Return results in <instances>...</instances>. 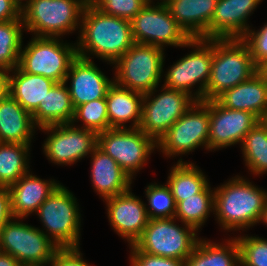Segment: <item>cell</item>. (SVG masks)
Returning a JSON list of instances; mask_svg holds the SVG:
<instances>
[{"label": "cell", "instance_id": "cell-1", "mask_svg": "<svg viewBox=\"0 0 267 266\" xmlns=\"http://www.w3.org/2000/svg\"><path fill=\"white\" fill-rule=\"evenodd\" d=\"M80 27L77 56L89 59L94 54L114 64L135 43L128 19L101 12L90 1L86 4Z\"/></svg>", "mask_w": 267, "mask_h": 266}, {"label": "cell", "instance_id": "cell-2", "mask_svg": "<svg viewBox=\"0 0 267 266\" xmlns=\"http://www.w3.org/2000/svg\"><path fill=\"white\" fill-rule=\"evenodd\" d=\"M267 192L237 175L214 188V214L224 230L247 229L259 223Z\"/></svg>", "mask_w": 267, "mask_h": 266}, {"label": "cell", "instance_id": "cell-3", "mask_svg": "<svg viewBox=\"0 0 267 266\" xmlns=\"http://www.w3.org/2000/svg\"><path fill=\"white\" fill-rule=\"evenodd\" d=\"M260 69L241 38L213 39V61L203 101L215 100L225 90L249 80Z\"/></svg>", "mask_w": 267, "mask_h": 266}, {"label": "cell", "instance_id": "cell-4", "mask_svg": "<svg viewBox=\"0 0 267 266\" xmlns=\"http://www.w3.org/2000/svg\"><path fill=\"white\" fill-rule=\"evenodd\" d=\"M88 0H30L22 9L24 28L36 37H59L79 28ZM80 21V22H79ZM79 24V25H78Z\"/></svg>", "mask_w": 267, "mask_h": 266}, {"label": "cell", "instance_id": "cell-5", "mask_svg": "<svg viewBox=\"0 0 267 266\" xmlns=\"http://www.w3.org/2000/svg\"><path fill=\"white\" fill-rule=\"evenodd\" d=\"M164 60L163 48L134 43L114 63V83L141 94L149 93L159 85Z\"/></svg>", "mask_w": 267, "mask_h": 266}, {"label": "cell", "instance_id": "cell-6", "mask_svg": "<svg viewBox=\"0 0 267 266\" xmlns=\"http://www.w3.org/2000/svg\"><path fill=\"white\" fill-rule=\"evenodd\" d=\"M36 213L46 228L42 232L59 248L79 247L81 214L75 196L66 187L60 184Z\"/></svg>", "mask_w": 267, "mask_h": 266}, {"label": "cell", "instance_id": "cell-7", "mask_svg": "<svg viewBox=\"0 0 267 266\" xmlns=\"http://www.w3.org/2000/svg\"><path fill=\"white\" fill-rule=\"evenodd\" d=\"M58 37H36L21 49L18 67L25 73L42 75L56 83L64 82L76 44L63 43Z\"/></svg>", "mask_w": 267, "mask_h": 266}, {"label": "cell", "instance_id": "cell-8", "mask_svg": "<svg viewBox=\"0 0 267 266\" xmlns=\"http://www.w3.org/2000/svg\"><path fill=\"white\" fill-rule=\"evenodd\" d=\"M175 220V217L149 219L134 245L149 255L185 261L192 254L199 237L194 227L185 223L184 227H179Z\"/></svg>", "mask_w": 267, "mask_h": 266}, {"label": "cell", "instance_id": "cell-9", "mask_svg": "<svg viewBox=\"0 0 267 266\" xmlns=\"http://www.w3.org/2000/svg\"><path fill=\"white\" fill-rule=\"evenodd\" d=\"M13 218L0 228V251L22 266H45L59 247L42 230Z\"/></svg>", "mask_w": 267, "mask_h": 266}, {"label": "cell", "instance_id": "cell-10", "mask_svg": "<svg viewBox=\"0 0 267 266\" xmlns=\"http://www.w3.org/2000/svg\"><path fill=\"white\" fill-rule=\"evenodd\" d=\"M210 100L195 101L157 142L163 154L169 157L188 154L199 146L208 150Z\"/></svg>", "mask_w": 267, "mask_h": 266}, {"label": "cell", "instance_id": "cell-11", "mask_svg": "<svg viewBox=\"0 0 267 266\" xmlns=\"http://www.w3.org/2000/svg\"><path fill=\"white\" fill-rule=\"evenodd\" d=\"M147 3L131 20L135 43L163 48L191 47V37L172 17L167 5Z\"/></svg>", "mask_w": 267, "mask_h": 266}, {"label": "cell", "instance_id": "cell-12", "mask_svg": "<svg viewBox=\"0 0 267 266\" xmlns=\"http://www.w3.org/2000/svg\"><path fill=\"white\" fill-rule=\"evenodd\" d=\"M97 147L110 155L133 179L142 169L157 142L139 128H111L97 135Z\"/></svg>", "mask_w": 267, "mask_h": 266}, {"label": "cell", "instance_id": "cell-13", "mask_svg": "<svg viewBox=\"0 0 267 266\" xmlns=\"http://www.w3.org/2000/svg\"><path fill=\"white\" fill-rule=\"evenodd\" d=\"M191 46L196 47L194 51L168 69L163 86L184 91L196 101H203L213 61V39L192 38ZM198 82L200 86L193 95L190 89Z\"/></svg>", "mask_w": 267, "mask_h": 266}, {"label": "cell", "instance_id": "cell-14", "mask_svg": "<svg viewBox=\"0 0 267 266\" xmlns=\"http://www.w3.org/2000/svg\"><path fill=\"white\" fill-rule=\"evenodd\" d=\"M156 97V88L144 94L139 129L156 142L192 105L195 99L188 93L165 86ZM151 98V99H150Z\"/></svg>", "mask_w": 267, "mask_h": 266}, {"label": "cell", "instance_id": "cell-15", "mask_svg": "<svg viewBox=\"0 0 267 266\" xmlns=\"http://www.w3.org/2000/svg\"><path fill=\"white\" fill-rule=\"evenodd\" d=\"M74 125L66 123L40 128L50 134L44 141L43 150L51 162L57 165H71L88 154L91 155L97 147L96 132Z\"/></svg>", "mask_w": 267, "mask_h": 266}, {"label": "cell", "instance_id": "cell-16", "mask_svg": "<svg viewBox=\"0 0 267 266\" xmlns=\"http://www.w3.org/2000/svg\"><path fill=\"white\" fill-rule=\"evenodd\" d=\"M260 121L251 112L228 109L210 100L208 150L226 148L243 142L245 135Z\"/></svg>", "mask_w": 267, "mask_h": 266}, {"label": "cell", "instance_id": "cell-17", "mask_svg": "<svg viewBox=\"0 0 267 266\" xmlns=\"http://www.w3.org/2000/svg\"><path fill=\"white\" fill-rule=\"evenodd\" d=\"M109 222L118 235L133 245L142 235L149 221L146 204L130 189L117 196L104 199Z\"/></svg>", "mask_w": 267, "mask_h": 266}, {"label": "cell", "instance_id": "cell-18", "mask_svg": "<svg viewBox=\"0 0 267 266\" xmlns=\"http://www.w3.org/2000/svg\"><path fill=\"white\" fill-rule=\"evenodd\" d=\"M71 78V79H70ZM71 80L70 98L74 108L90 101L106 98L114 80H109L90 59L77 56L71 63L64 82Z\"/></svg>", "mask_w": 267, "mask_h": 266}, {"label": "cell", "instance_id": "cell-19", "mask_svg": "<svg viewBox=\"0 0 267 266\" xmlns=\"http://www.w3.org/2000/svg\"><path fill=\"white\" fill-rule=\"evenodd\" d=\"M261 0H218L210 22V39L242 38L248 17Z\"/></svg>", "mask_w": 267, "mask_h": 266}, {"label": "cell", "instance_id": "cell-20", "mask_svg": "<svg viewBox=\"0 0 267 266\" xmlns=\"http://www.w3.org/2000/svg\"><path fill=\"white\" fill-rule=\"evenodd\" d=\"M59 185L54 179L42 180L30 171L24 174L8 187L13 218L25 219L33 212L36 214L40 205Z\"/></svg>", "mask_w": 267, "mask_h": 266}, {"label": "cell", "instance_id": "cell-21", "mask_svg": "<svg viewBox=\"0 0 267 266\" xmlns=\"http://www.w3.org/2000/svg\"><path fill=\"white\" fill-rule=\"evenodd\" d=\"M216 100L223 107L251 112L261 120L267 110V78L259 70L249 80L225 90Z\"/></svg>", "mask_w": 267, "mask_h": 266}, {"label": "cell", "instance_id": "cell-22", "mask_svg": "<svg viewBox=\"0 0 267 266\" xmlns=\"http://www.w3.org/2000/svg\"><path fill=\"white\" fill-rule=\"evenodd\" d=\"M91 155V181L97 194L106 199L131 189L132 178L110 155L98 147Z\"/></svg>", "mask_w": 267, "mask_h": 266}, {"label": "cell", "instance_id": "cell-23", "mask_svg": "<svg viewBox=\"0 0 267 266\" xmlns=\"http://www.w3.org/2000/svg\"><path fill=\"white\" fill-rule=\"evenodd\" d=\"M218 0H173L172 17L191 38L210 39V22Z\"/></svg>", "mask_w": 267, "mask_h": 266}, {"label": "cell", "instance_id": "cell-24", "mask_svg": "<svg viewBox=\"0 0 267 266\" xmlns=\"http://www.w3.org/2000/svg\"><path fill=\"white\" fill-rule=\"evenodd\" d=\"M35 127L32 114L7 92L0 99V142L31 145Z\"/></svg>", "mask_w": 267, "mask_h": 266}, {"label": "cell", "instance_id": "cell-25", "mask_svg": "<svg viewBox=\"0 0 267 266\" xmlns=\"http://www.w3.org/2000/svg\"><path fill=\"white\" fill-rule=\"evenodd\" d=\"M144 94L120 87L113 83L106 95L109 129L127 128L126 122H133L130 128H139L142 118Z\"/></svg>", "mask_w": 267, "mask_h": 266}, {"label": "cell", "instance_id": "cell-26", "mask_svg": "<svg viewBox=\"0 0 267 266\" xmlns=\"http://www.w3.org/2000/svg\"><path fill=\"white\" fill-rule=\"evenodd\" d=\"M7 92L31 114L44 102L47 93L56 84L42 75L23 72L18 66L9 71Z\"/></svg>", "mask_w": 267, "mask_h": 266}, {"label": "cell", "instance_id": "cell-27", "mask_svg": "<svg viewBox=\"0 0 267 266\" xmlns=\"http://www.w3.org/2000/svg\"><path fill=\"white\" fill-rule=\"evenodd\" d=\"M75 108L65 82L56 83L47 93L44 102L32 113V119L38 129L66 123H72Z\"/></svg>", "mask_w": 267, "mask_h": 266}, {"label": "cell", "instance_id": "cell-28", "mask_svg": "<svg viewBox=\"0 0 267 266\" xmlns=\"http://www.w3.org/2000/svg\"><path fill=\"white\" fill-rule=\"evenodd\" d=\"M226 244L199 239L185 266H240L239 246L235 238Z\"/></svg>", "mask_w": 267, "mask_h": 266}, {"label": "cell", "instance_id": "cell-29", "mask_svg": "<svg viewBox=\"0 0 267 266\" xmlns=\"http://www.w3.org/2000/svg\"><path fill=\"white\" fill-rule=\"evenodd\" d=\"M167 185L173 194L176 204L185 198L200 193L209 183L203 172L193 163L178 160L171 168Z\"/></svg>", "mask_w": 267, "mask_h": 266}, {"label": "cell", "instance_id": "cell-30", "mask_svg": "<svg viewBox=\"0 0 267 266\" xmlns=\"http://www.w3.org/2000/svg\"><path fill=\"white\" fill-rule=\"evenodd\" d=\"M30 145L0 142V187H10L28 173Z\"/></svg>", "mask_w": 267, "mask_h": 266}, {"label": "cell", "instance_id": "cell-31", "mask_svg": "<svg viewBox=\"0 0 267 266\" xmlns=\"http://www.w3.org/2000/svg\"><path fill=\"white\" fill-rule=\"evenodd\" d=\"M210 211L214 212V191L208 184L200 193L176 204L175 218L194 227L198 232L208 219Z\"/></svg>", "mask_w": 267, "mask_h": 266}, {"label": "cell", "instance_id": "cell-32", "mask_svg": "<svg viewBox=\"0 0 267 266\" xmlns=\"http://www.w3.org/2000/svg\"><path fill=\"white\" fill-rule=\"evenodd\" d=\"M241 150L249 171L254 175L267 172V127L259 121L246 135Z\"/></svg>", "mask_w": 267, "mask_h": 266}, {"label": "cell", "instance_id": "cell-33", "mask_svg": "<svg viewBox=\"0 0 267 266\" xmlns=\"http://www.w3.org/2000/svg\"><path fill=\"white\" fill-rule=\"evenodd\" d=\"M23 28L22 19L0 22V68L11 71L19 65Z\"/></svg>", "mask_w": 267, "mask_h": 266}, {"label": "cell", "instance_id": "cell-34", "mask_svg": "<svg viewBox=\"0 0 267 266\" xmlns=\"http://www.w3.org/2000/svg\"><path fill=\"white\" fill-rule=\"evenodd\" d=\"M149 208V219L173 218L176 214V202L167 184H150L145 189Z\"/></svg>", "mask_w": 267, "mask_h": 266}, {"label": "cell", "instance_id": "cell-35", "mask_svg": "<svg viewBox=\"0 0 267 266\" xmlns=\"http://www.w3.org/2000/svg\"><path fill=\"white\" fill-rule=\"evenodd\" d=\"M83 122L84 129H89L97 134L109 129L107 102L105 98L83 103L75 108L72 124L76 120Z\"/></svg>", "mask_w": 267, "mask_h": 266}, {"label": "cell", "instance_id": "cell-36", "mask_svg": "<svg viewBox=\"0 0 267 266\" xmlns=\"http://www.w3.org/2000/svg\"><path fill=\"white\" fill-rule=\"evenodd\" d=\"M240 266H267V240L255 236L236 237Z\"/></svg>", "mask_w": 267, "mask_h": 266}, {"label": "cell", "instance_id": "cell-37", "mask_svg": "<svg viewBox=\"0 0 267 266\" xmlns=\"http://www.w3.org/2000/svg\"><path fill=\"white\" fill-rule=\"evenodd\" d=\"M101 12L131 20L148 3L146 0H90Z\"/></svg>", "mask_w": 267, "mask_h": 266}, {"label": "cell", "instance_id": "cell-38", "mask_svg": "<svg viewBox=\"0 0 267 266\" xmlns=\"http://www.w3.org/2000/svg\"><path fill=\"white\" fill-rule=\"evenodd\" d=\"M241 39L249 46L253 62L260 69L267 62V23L257 31L249 29Z\"/></svg>", "mask_w": 267, "mask_h": 266}, {"label": "cell", "instance_id": "cell-39", "mask_svg": "<svg viewBox=\"0 0 267 266\" xmlns=\"http://www.w3.org/2000/svg\"><path fill=\"white\" fill-rule=\"evenodd\" d=\"M131 248V266H185V261L162 256L149 255L140 251L134 244Z\"/></svg>", "mask_w": 267, "mask_h": 266}, {"label": "cell", "instance_id": "cell-40", "mask_svg": "<svg viewBox=\"0 0 267 266\" xmlns=\"http://www.w3.org/2000/svg\"><path fill=\"white\" fill-rule=\"evenodd\" d=\"M49 264L50 266H91L83 260L79 247L59 248L47 263Z\"/></svg>", "mask_w": 267, "mask_h": 266}, {"label": "cell", "instance_id": "cell-41", "mask_svg": "<svg viewBox=\"0 0 267 266\" xmlns=\"http://www.w3.org/2000/svg\"><path fill=\"white\" fill-rule=\"evenodd\" d=\"M22 19L21 9L13 0H0V22Z\"/></svg>", "mask_w": 267, "mask_h": 266}, {"label": "cell", "instance_id": "cell-42", "mask_svg": "<svg viewBox=\"0 0 267 266\" xmlns=\"http://www.w3.org/2000/svg\"><path fill=\"white\" fill-rule=\"evenodd\" d=\"M13 219L8 187H0V228Z\"/></svg>", "mask_w": 267, "mask_h": 266}, {"label": "cell", "instance_id": "cell-43", "mask_svg": "<svg viewBox=\"0 0 267 266\" xmlns=\"http://www.w3.org/2000/svg\"><path fill=\"white\" fill-rule=\"evenodd\" d=\"M0 266H22L18 260L8 253L0 251Z\"/></svg>", "mask_w": 267, "mask_h": 266}, {"label": "cell", "instance_id": "cell-44", "mask_svg": "<svg viewBox=\"0 0 267 266\" xmlns=\"http://www.w3.org/2000/svg\"><path fill=\"white\" fill-rule=\"evenodd\" d=\"M8 74L4 68H0V99L7 93Z\"/></svg>", "mask_w": 267, "mask_h": 266}, {"label": "cell", "instance_id": "cell-45", "mask_svg": "<svg viewBox=\"0 0 267 266\" xmlns=\"http://www.w3.org/2000/svg\"><path fill=\"white\" fill-rule=\"evenodd\" d=\"M259 222L265 223V225L267 224V200L265 202L264 209L262 211L261 218H260Z\"/></svg>", "mask_w": 267, "mask_h": 266}, {"label": "cell", "instance_id": "cell-46", "mask_svg": "<svg viewBox=\"0 0 267 266\" xmlns=\"http://www.w3.org/2000/svg\"><path fill=\"white\" fill-rule=\"evenodd\" d=\"M22 9L30 0H26V3H22L23 0H13ZM25 1V0H24Z\"/></svg>", "mask_w": 267, "mask_h": 266}, {"label": "cell", "instance_id": "cell-47", "mask_svg": "<svg viewBox=\"0 0 267 266\" xmlns=\"http://www.w3.org/2000/svg\"><path fill=\"white\" fill-rule=\"evenodd\" d=\"M260 71L265 75L267 78V62L260 68Z\"/></svg>", "mask_w": 267, "mask_h": 266}, {"label": "cell", "instance_id": "cell-48", "mask_svg": "<svg viewBox=\"0 0 267 266\" xmlns=\"http://www.w3.org/2000/svg\"><path fill=\"white\" fill-rule=\"evenodd\" d=\"M260 121L267 127V110Z\"/></svg>", "mask_w": 267, "mask_h": 266}, {"label": "cell", "instance_id": "cell-49", "mask_svg": "<svg viewBox=\"0 0 267 266\" xmlns=\"http://www.w3.org/2000/svg\"><path fill=\"white\" fill-rule=\"evenodd\" d=\"M148 3H151L152 1L151 0H146ZM161 2V4H163V5H165V0H160Z\"/></svg>", "mask_w": 267, "mask_h": 266}, {"label": "cell", "instance_id": "cell-50", "mask_svg": "<svg viewBox=\"0 0 267 266\" xmlns=\"http://www.w3.org/2000/svg\"><path fill=\"white\" fill-rule=\"evenodd\" d=\"M171 1H173V0H165V5H167Z\"/></svg>", "mask_w": 267, "mask_h": 266}]
</instances>
